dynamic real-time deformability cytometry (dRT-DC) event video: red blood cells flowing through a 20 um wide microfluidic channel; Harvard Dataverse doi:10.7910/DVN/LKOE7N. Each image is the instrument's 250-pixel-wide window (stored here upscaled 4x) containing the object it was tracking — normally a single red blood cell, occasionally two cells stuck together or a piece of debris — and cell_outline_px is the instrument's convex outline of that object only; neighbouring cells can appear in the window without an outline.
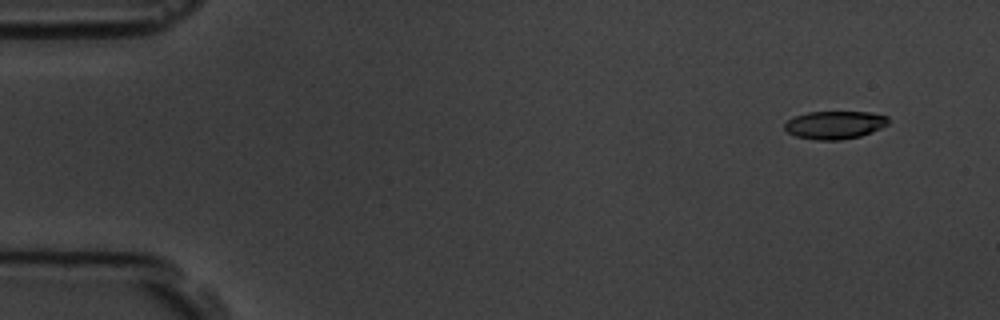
{"species": "common noctule bat (a hibernating species)", "species_latin": "Nyctalus noctula", "temperature_condition": "room temperature", "stored_images_in_passage": 4, "camera_frame_rate_fps": 3000, "um_per_image_px": 0.085, "animal": {"sex": "male", "body_mass_g": 19.5, "forearm_length_mm": 54.6}, "frame": {"image": 1, "passage_image": 1, "time_ms": 0.0, "image_size_px": [1000, 320], "cell_outline_px": [[888, 124], [872, 132], [860, 136], [840, 140], [816, 140], [796, 136], [788, 132], [784, 128], [784, 124], [788, 120], [796, 116], [808, 112], [868, 112], [888, 116]], "centroid_in_image_um": [70.96, 10.62], "position_along_channel_um": 14.0, "area_um2": 16.82}}
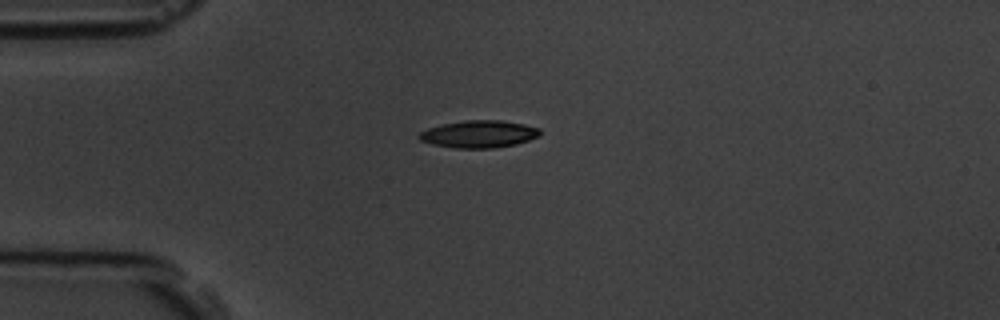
{"frame": {"image": 2, "passage_image": 4, "time_ms": 3.333, "image_size_px": [1000, 320], "cell_outline_px": [[540, 136], [516, 144], [492, 148], [456, 148], [432, 144], [420, 140], [416, 136], [420, 132], [428, 128], [444, 124], [464, 120], [500, 120], [524, 124], [540, 128]], "centroid_in_image_um": [40.71, 11.39], "position_along_channel_um": 44.3, "area_um2": 19.19}}